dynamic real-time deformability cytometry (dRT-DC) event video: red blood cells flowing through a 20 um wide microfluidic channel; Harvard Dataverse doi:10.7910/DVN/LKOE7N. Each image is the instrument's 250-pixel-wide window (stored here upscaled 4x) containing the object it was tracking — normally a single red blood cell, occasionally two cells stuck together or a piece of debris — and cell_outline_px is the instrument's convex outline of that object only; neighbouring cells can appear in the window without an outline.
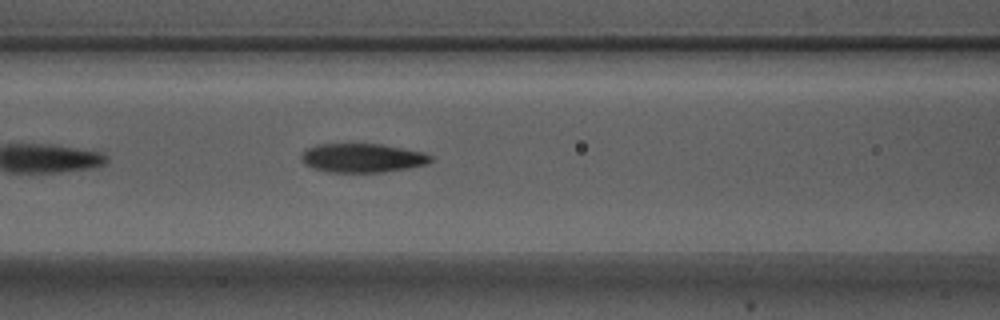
{"species": "Egyptian fruit bat (a non-hibernating species)", "species_latin": "Rousettus aegyptiacus", "temperature_condition": "warm", "stored_images_in_passage": 7, "camera_frame_rate_fps": 3000, "um_per_image_px": 0.085, "animal": {"sex": "male"}, "frame": {"image": 1, "passage_image": 5, "time_ms": 1.333, "image_size_px": [1000, 320], "cell_outline_px": [[432, 160], [428, 164], [408, 168], [384, 172], [328, 172], [312, 168], [304, 164], [300, 160], [300, 156], [308, 148], [316, 144], [384, 144], [424, 152], [432, 156]], "centroid_in_image_um": [30.81, 13.42], "position_along_channel_um": 135.8, "area_um2": 22.02}}